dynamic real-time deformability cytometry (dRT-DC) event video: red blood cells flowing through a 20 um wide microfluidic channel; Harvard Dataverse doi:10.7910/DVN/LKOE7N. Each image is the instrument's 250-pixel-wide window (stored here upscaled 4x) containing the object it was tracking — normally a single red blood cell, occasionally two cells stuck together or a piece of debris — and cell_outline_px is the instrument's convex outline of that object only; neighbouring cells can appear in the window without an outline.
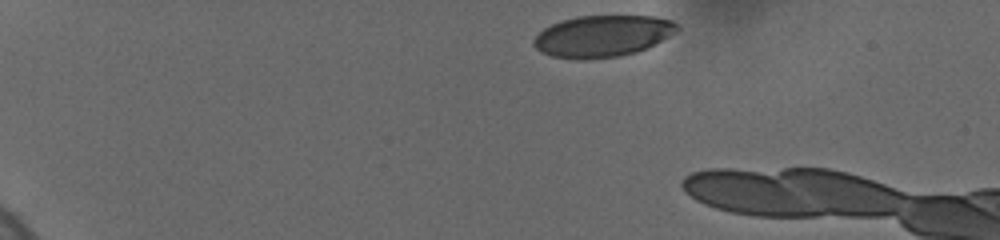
{"species": "human", "species_latin": "Homo sapiens", "temperature_condition": "cold", "stored_images_in_passage": 21, "camera_frame_rate_fps": 3000, "um_per_image_px": 0.085, "donor": {"sex": "female"}, "frame": {"image": 1, "passage_image": 1, "time_ms": 0.0, "image_size_px": [1000, 240], "cell_outline_px": [[680, 28], [676, 32], [648, 48], [636, 52], [620, 56], [580, 60], [552, 56], [540, 52], [532, 44], [532, 40], [544, 28], [560, 20], [576, 16], [656, 16], [672, 20]], "centroid_in_image_um": [51.21, 3.07], "position_along_channel_um": 33.8, "area_um2": 34.97}}
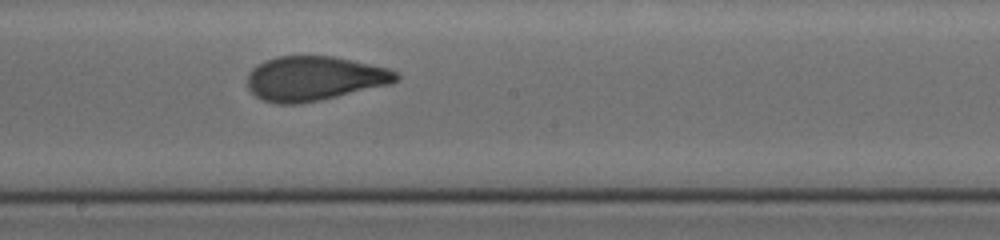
{"frame": {"image": 2, "passage_image": 12, "time_ms": 7.667, "image_size_px": [1000, 240], "cell_outline_px": [[400, 76], [396, 80], [388, 84], [320, 100], [300, 104], [276, 104], [264, 100], [256, 96], [248, 88], [248, 72], [252, 68], [264, 60], [276, 56], [332, 56], [352, 60], [388, 68], [396, 72]], "centroid_in_image_um": [26.67, 6.66], "position_along_channel_um": 221.5, "area_um2": 38.32}}
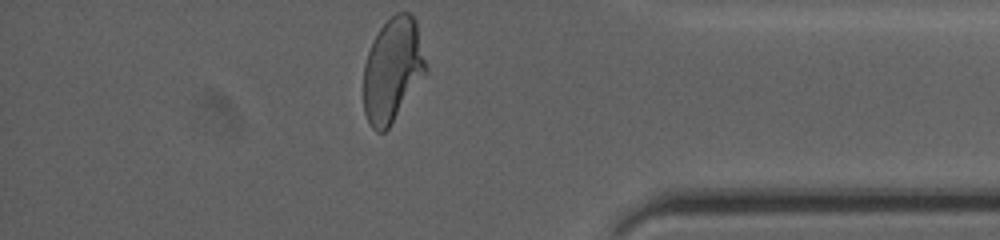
{"frame": {"image": 3, "passage_image": 21, "time_ms": 13.0, "image_size_px": [1000, 240], "cell_outline_px": [[428, 72], [388, 128], [384, 132], [376, 132], [372, 128], [364, 112], [364, 64], [372, 40], [380, 28], [396, 12], [408, 12], [416, 20]], "centroid_in_image_um": [33.37, 5.94], "position_along_channel_um": 401.8, "area_um2": 37.74}, "authors_computed_cell_mechanics": {"area_um2": 38.3214, "velocity_mm_per_s": 3.6798, "shape_relaxation_time_tau1_ms": 5.6707, "shape_relaxation_time_tau2_ms": null, "deformation_change_tau1": 0.1663, "deformation_change_tau2": null}}